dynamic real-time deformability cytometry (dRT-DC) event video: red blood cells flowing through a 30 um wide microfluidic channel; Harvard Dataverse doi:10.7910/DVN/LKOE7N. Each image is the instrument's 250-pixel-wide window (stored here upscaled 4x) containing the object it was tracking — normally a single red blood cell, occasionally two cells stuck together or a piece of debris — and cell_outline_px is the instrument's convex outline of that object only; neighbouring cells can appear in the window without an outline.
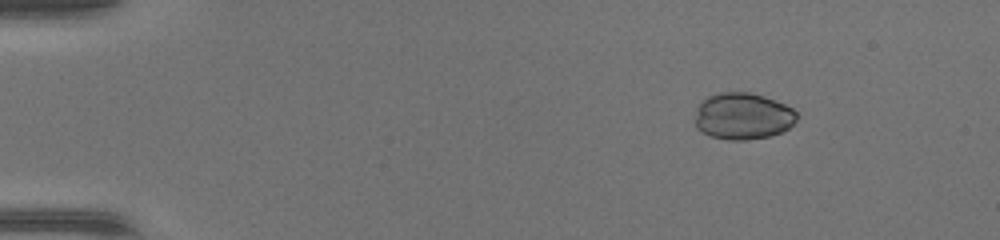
{"species": "common noctule bat (a hibernating species)", "species_latin": "Nyctalus noctula", "temperature_condition": "warm", "stored_images_in_passage": 46, "camera_frame_rate_fps": 3000, "um_per_image_px": 0.085, "animal": {"sex": "female", "body_mass_g": 17.0, "forearm_length_mm": 48.0}, "frame": {"image": 1, "passage_image": 6, "time_ms": 1.667, "image_size_px": [1000, 240], "cell_outline_px": [[796, 120], [784, 132], [768, 136], [748, 140], [728, 140], [712, 136], [696, 128], [696, 116], [700, 104], [708, 96], [720, 92], [748, 92], [764, 96], [784, 104], [792, 108], [796, 112]], "centroid_in_image_um": [63.16, 9.88], "position_along_channel_um": 21.8, "area_um2": 27.46}}
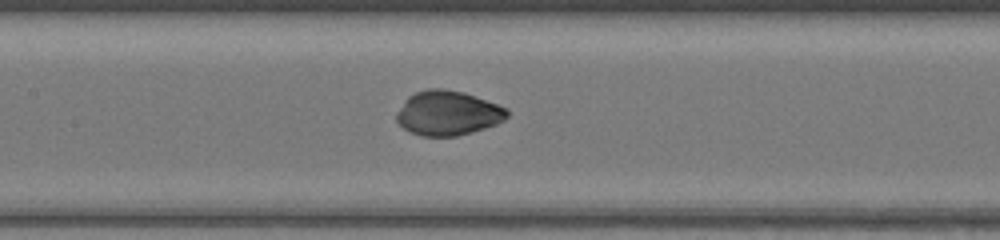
{"frame": {"image": 2, "passage_image": 23, "time_ms": 7.333, "image_size_px": [1000, 240], "cell_outline_px": [[508, 116], [504, 120], [496, 124], [484, 128], [456, 136], [420, 136], [408, 132], [396, 120], [396, 112], [404, 100], [408, 96], [416, 92], [428, 88], [444, 88], [464, 92], [508, 108]], "centroid_in_image_um": [38.04, 9.6], "position_along_channel_um": 169.4, "area_um2": 28.84}}
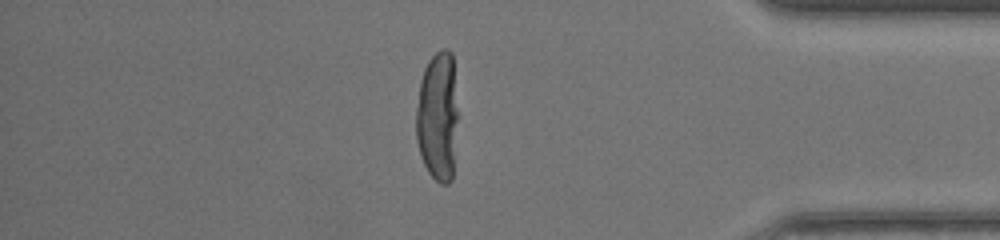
{"frame": {"image": 3, "passage_image": 40, "time_ms": 13.0, "image_size_px": [1000, 240], "cell_outline_px": [[460, 116], [452, 180], [448, 184], [440, 184], [428, 172], [424, 164], [416, 140], [416, 108], [420, 80], [424, 68], [428, 60], [440, 48], [448, 48], [452, 52]], "centroid_in_image_um": [37.25, 9.87], "position_along_channel_um": 397.9, "area_um2": 33.06}}